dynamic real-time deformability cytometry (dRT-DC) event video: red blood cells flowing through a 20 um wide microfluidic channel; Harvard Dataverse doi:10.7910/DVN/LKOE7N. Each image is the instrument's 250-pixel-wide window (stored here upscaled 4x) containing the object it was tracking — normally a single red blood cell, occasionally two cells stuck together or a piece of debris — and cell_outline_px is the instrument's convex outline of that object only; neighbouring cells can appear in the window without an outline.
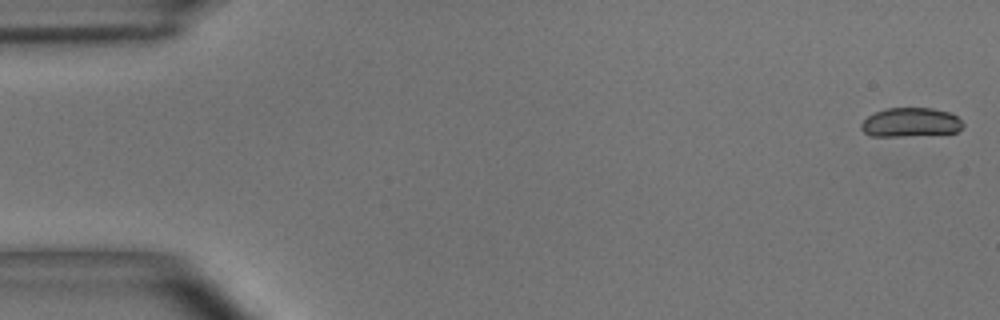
{"species": "common noctule bat (a hibernating species)", "species_latin": "Nyctalus noctula", "temperature_condition": "room temperature", "stored_images_in_passage": 5, "camera_frame_rate_fps": 3000, "um_per_image_px": 0.085, "animal": {"sex": "male", "body_mass_g": 15.6}, "frame": {"image": 1, "passage_image": 1, "time_ms": 0.0, "image_size_px": [1000, 320], "cell_outline_px": [[964, 124], [956, 132], [904, 136], [872, 136], [864, 132], [860, 128], [860, 124], [868, 116], [876, 112], [888, 108], [932, 108], [952, 112]], "centroid_in_image_um": [77.39, 10.39], "position_along_channel_um": 7.6, "area_um2": 17.17}}
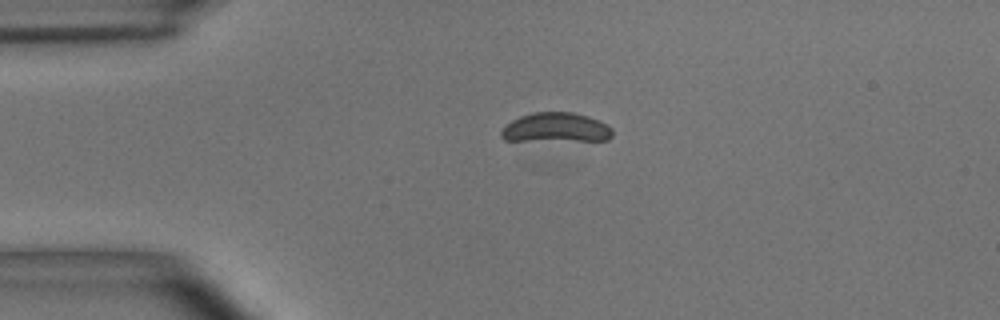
{"frame": {"image": 2, "passage_image": 4, "time_ms": 1.0, "image_size_px": [1000, 320], "cell_outline_px": [[612, 136], [608, 140], [504, 140], [500, 136], [500, 132], [512, 120], [520, 116], [532, 112], [572, 112], [588, 116], [608, 124], [612, 128]], "centroid_in_image_um": [47.27, 10.84], "position_along_channel_um": 37.7, "area_um2": 19.02}}